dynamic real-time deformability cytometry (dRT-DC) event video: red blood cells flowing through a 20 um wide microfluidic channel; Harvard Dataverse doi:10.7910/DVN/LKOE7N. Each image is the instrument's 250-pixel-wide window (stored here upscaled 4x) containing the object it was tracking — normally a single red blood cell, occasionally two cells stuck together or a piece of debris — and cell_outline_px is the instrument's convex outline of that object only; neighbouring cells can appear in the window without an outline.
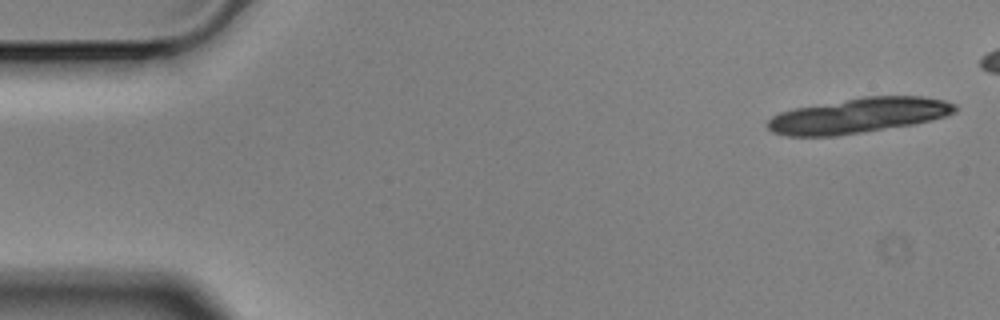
{"species": "Egyptian fruit bat (a non-hibernating species)", "species_latin": "Rousettus aegyptiacus", "temperature_condition": "cold", "stored_images_in_passage": 9, "camera_frame_rate_fps": 3000, "um_per_image_px": 0.085, "animal": {"sex": "male"}, "frame": {"image": 1, "passage_image": 2, "time_ms": 0.333, "image_size_px": [1000, 320], "cell_outline_px": [[956, 112], [932, 120], [912, 124], [836, 136], [788, 136], [772, 132], [768, 128], [768, 120], [772, 116], [780, 112], [792, 108], [864, 96], [924, 96], [944, 100], [956, 104]], "centroid_in_image_um": [72.96, 9.81], "position_along_channel_um": 12.0, "area_um2": 38.32}}